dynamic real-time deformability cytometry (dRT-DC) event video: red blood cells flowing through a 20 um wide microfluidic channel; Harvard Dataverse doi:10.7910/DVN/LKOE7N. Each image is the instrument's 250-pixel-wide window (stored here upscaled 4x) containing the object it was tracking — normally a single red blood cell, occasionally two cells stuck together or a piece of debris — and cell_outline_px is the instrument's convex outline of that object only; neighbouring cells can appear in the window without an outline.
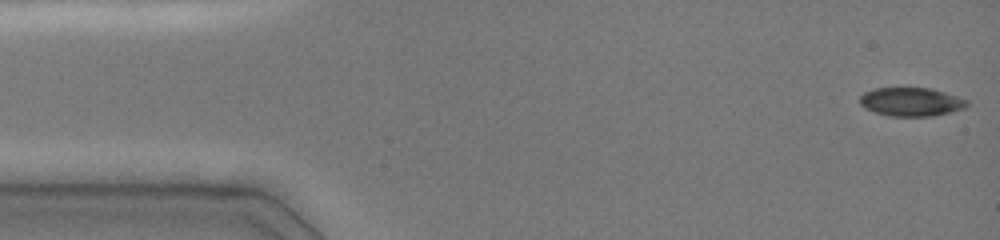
{"species": "common noctule bat (a hibernating species)", "species_latin": "Nyctalus noctula", "temperature_condition": "cold", "stored_images_in_passage": 46, "camera_frame_rate_fps": 3000, "um_per_image_px": 0.085, "animal": {"sex": "female", "body_mass_g": 19.0, "forearm_length_mm": 51.5}, "frame": {"image": 1, "passage_image": 1, "time_ms": 0.0, "image_size_px": [1000, 240], "cell_outline_px": [[968, 104], [964, 108], [952, 112], [932, 116], [888, 116], [864, 108], [860, 104], [860, 96], [864, 92], [872, 88], [932, 88], [968, 100]], "centroid_in_image_um": [77.43, 8.65], "position_along_channel_um": 7.6, "area_um2": 17.92}}
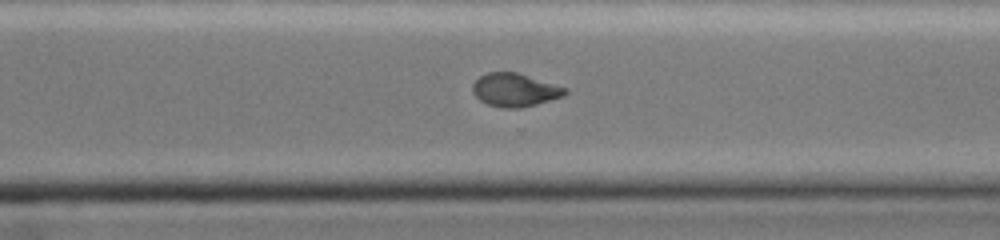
{"frame": {"image": 2, "passage_image": 33, "time_ms": 10.667, "image_size_px": [1000, 240], "cell_outline_px": [[568, 92], [564, 96], [536, 104], [520, 108], [500, 108], [488, 104], [480, 100], [472, 92], [472, 84], [480, 76], [488, 72], [516, 72], [568, 88]], "centroid_in_image_um": [43.76, 7.65], "position_along_channel_um": 326.8, "area_um2": 17.92}}
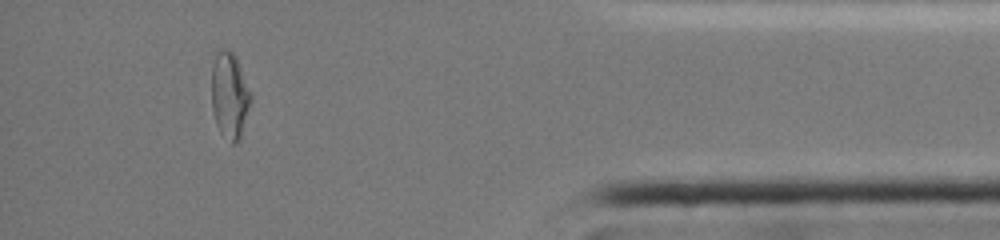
{"frame": {"image": 3, "passage_image": 42, "time_ms": 13.667, "image_size_px": [1000, 240], "cell_outline_px": [[252, 100], [240, 136], [232, 144], [220, 132], [216, 124], [212, 112], [212, 64], [216, 52], [220, 48], [224, 48], [232, 52], [236, 56], [252, 96]], "centroid_in_image_um": [19.5, 8.07], "position_along_channel_um": 415.7, "area_um2": 19.65}, "authors_computed_cell_mechanics": {"area_um2": 18.9584, "velocity_mm_per_s": 4.0858, "shape_relaxation_time_tau1_ms": null, "shape_relaxation_time_tau2_ms": 1.0808, "deformation_change_tau1": null, "deformation_change_tau2": 0.0379}}